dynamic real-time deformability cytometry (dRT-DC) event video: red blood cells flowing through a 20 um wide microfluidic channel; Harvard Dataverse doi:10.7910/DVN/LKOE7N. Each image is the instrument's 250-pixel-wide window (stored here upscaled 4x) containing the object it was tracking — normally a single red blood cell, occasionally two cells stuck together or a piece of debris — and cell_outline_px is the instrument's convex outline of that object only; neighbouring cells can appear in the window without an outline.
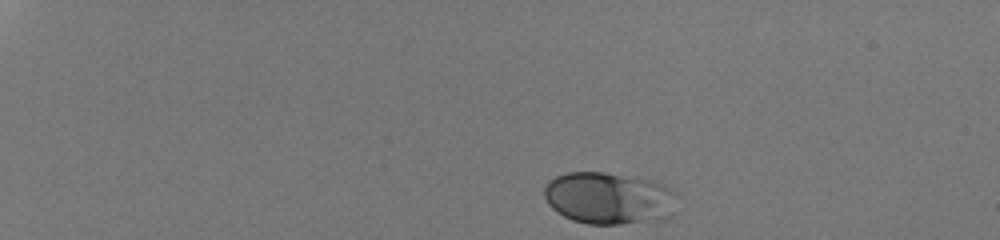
{"species": "human", "species_latin": "Homo sapiens", "temperature_condition": "room temperature", "stored_images_in_passage": 37, "camera_frame_rate_fps": 3000, "um_per_image_px": 0.085, "donor": {"sex": "male"}, "frame": {"image": 1, "passage_image": 1, "time_ms": 0.0, "image_size_px": [1000, 240], "cell_outline_px": [[676, 192], [672, 216], [660, 220], [620, 224], [588, 224], [572, 220], [556, 212], [548, 204], [544, 196], [544, 188], [548, 180], [564, 172], [604, 172], [648, 180], [664, 184], [672, 188]], "centroid_in_image_um": [51.74, 16.85], "position_along_channel_um": 33.3, "area_um2": 40.58}}
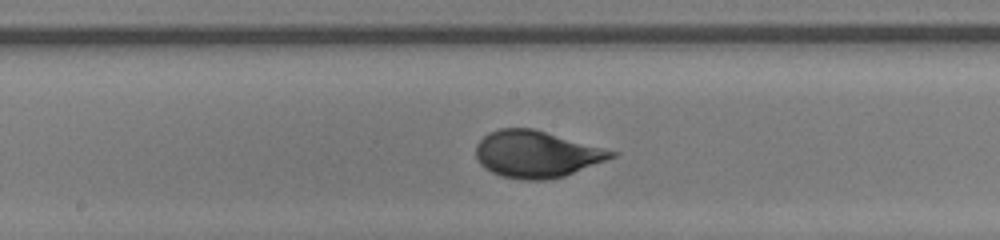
{"frame": {"image": 2, "passage_image": 22, "time_ms": 7.0, "image_size_px": [1000, 240], "cell_outline_px": [[620, 152], [616, 156], [564, 176], [544, 180], [528, 180], [500, 176], [484, 168], [480, 164], [476, 156], [476, 144], [488, 132], [500, 128], [532, 128]], "centroid_in_image_um": [45.59, 13.09], "position_along_channel_um": 202.6, "area_um2": 36.82}}
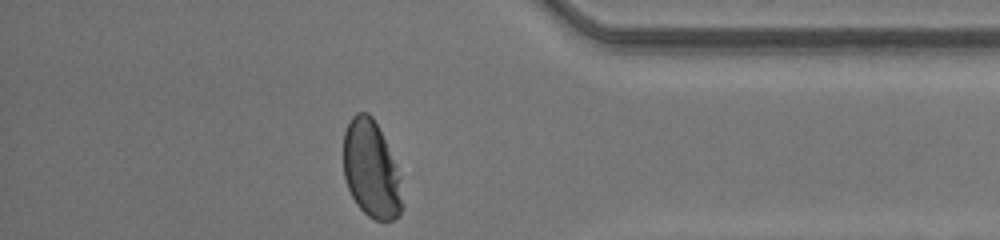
{"frame": {"image": 3, "passage_image": 37, "time_ms": 12.0, "image_size_px": [1000, 240], "cell_outline_px": [[400, 212], [392, 220], [376, 220], [368, 216], [356, 204], [348, 188], [344, 176], [344, 132], [352, 116], [356, 112], [368, 112], [372, 116], [384, 140], [400, 176]], "centroid_in_image_um": [31.51, 14.38], "position_along_channel_um": 403.7, "area_um2": 32.48}, "authors_computed_cell_mechanics": {"area_um2": 36.3562, "velocity_mm_per_s": 4.2274, "shape_relaxation_time_tau1_ms": 2.6954, "shape_relaxation_time_tau2_ms": null, "deformation_change_tau1": 0.1458, "deformation_change_tau2": null}}